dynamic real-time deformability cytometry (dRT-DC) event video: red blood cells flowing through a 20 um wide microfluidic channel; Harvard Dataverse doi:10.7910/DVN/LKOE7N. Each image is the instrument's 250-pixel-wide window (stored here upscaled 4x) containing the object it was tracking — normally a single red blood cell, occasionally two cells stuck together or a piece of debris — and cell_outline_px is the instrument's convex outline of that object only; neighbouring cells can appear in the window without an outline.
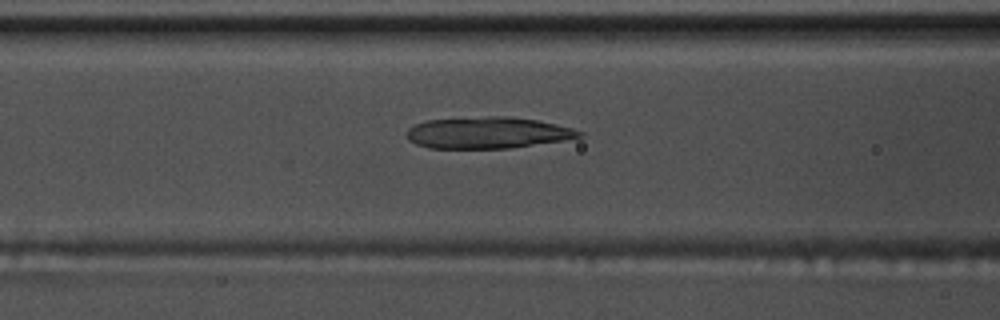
{"species": "common noctule bat (a hibernating species)", "species_latin": "Nyctalus noctula", "temperature_condition": "warm", "stored_images_in_passage": 55, "camera_frame_rate_fps": 3000, "um_per_image_px": 0.085, "animal": {"sex": "male", "body_mass_g": 17.5, "forearm_length_mm": 52.3}, "frame": {"image": 1, "passage_image": 23, "time_ms": 7.333, "image_size_px": [1000, 320], "cell_outline_px": [[584, 136], [564, 140], [508, 148], [428, 148], [416, 144], [408, 140], [404, 132], [408, 128], [416, 124], [428, 120], [488, 116], [508, 116], [536, 120], [556, 124], [572, 128], [584, 132]], "centroid_in_image_um": [41.43, 11.28], "position_along_channel_um": 125.2, "area_um2": 31.67}}
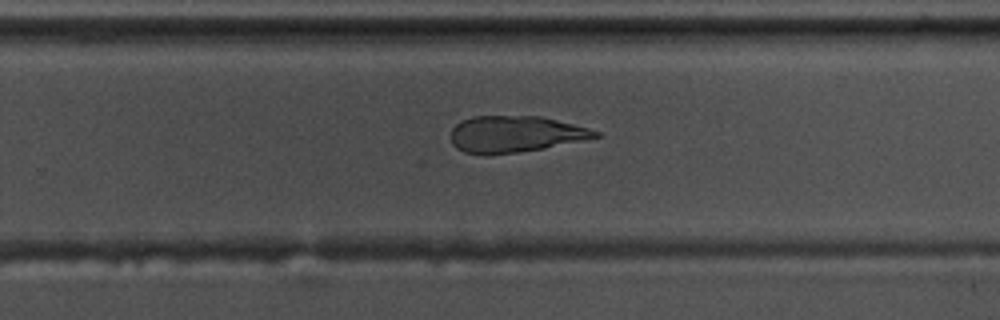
{"frame": {"image": 2, "passage_image": 36, "time_ms": 11.667, "image_size_px": [1000, 320], "cell_outline_px": [[600, 136], [584, 140], [540, 148], [516, 152], [484, 156], [464, 152], [456, 148], [452, 144], [452, 128], [456, 124], [472, 116], [540, 116], [588, 128], [600, 132]], "centroid_in_image_um": [43.74, 11.4], "position_along_channel_um": 286.1, "area_um2": 30.4}}
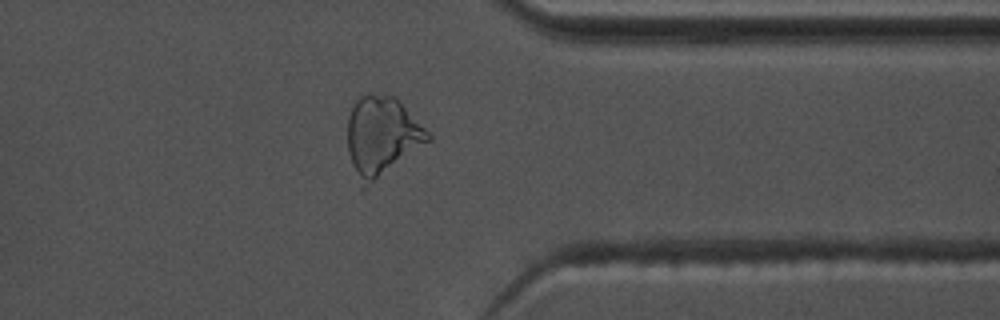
{"frame": {"image": 3, "passage_image": 44, "time_ms": 14.333, "image_size_px": [1000, 320], "cell_outline_px": [[432, 140], [364, 192], [360, 192], [348, 152], [348, 116], [356, 100], [360, 96], [392, 96], [432, 136]], "centroid_in_image_um": [32.42, 11.74], "position_along_channel_um": 379.0, "area_um2": 37.22}}